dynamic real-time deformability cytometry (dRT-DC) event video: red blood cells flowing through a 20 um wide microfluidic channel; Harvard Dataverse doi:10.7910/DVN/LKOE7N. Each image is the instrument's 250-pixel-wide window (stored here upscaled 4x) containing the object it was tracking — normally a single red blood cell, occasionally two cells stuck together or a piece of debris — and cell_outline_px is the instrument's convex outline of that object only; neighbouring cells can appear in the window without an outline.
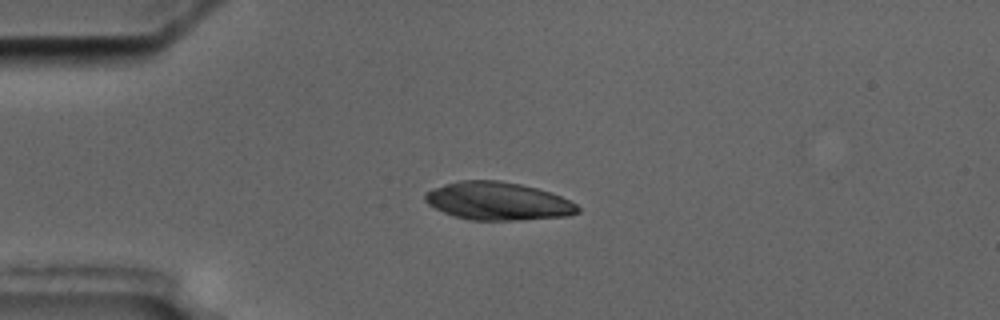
{"species": "common noctule bat (a hibernating species)", "species_latin": "Nyctalus noctula", "temperature_condition": "cold", "stored_images_in_passage": 6, "camera_frame_rate_fps": 3000, "um_per_image_px": 0.085, "animal": {"sex": "male", "body_mass_g": 17.5, "forearm_length_mm": 52.3}, "frame": {"image": 1, "passage_image": 4, "time_ms": 3.333, "image_size_px": [1000, 320], "cell_outline_px": [[580, 212], [568, 216], [516, 220], [468, 220], [452, 216], [428, 204], [424, 200], [424, 192], [432, 188], [444, 184], [460, 180], [500, 180], [520, 184], [536, 188], [560, 196], [576, 204], [580, 208]], "centroid_in_image_um": [42.28, 17.09], "position_along_channel_um": 42.7, "area_um2": 33.87}}